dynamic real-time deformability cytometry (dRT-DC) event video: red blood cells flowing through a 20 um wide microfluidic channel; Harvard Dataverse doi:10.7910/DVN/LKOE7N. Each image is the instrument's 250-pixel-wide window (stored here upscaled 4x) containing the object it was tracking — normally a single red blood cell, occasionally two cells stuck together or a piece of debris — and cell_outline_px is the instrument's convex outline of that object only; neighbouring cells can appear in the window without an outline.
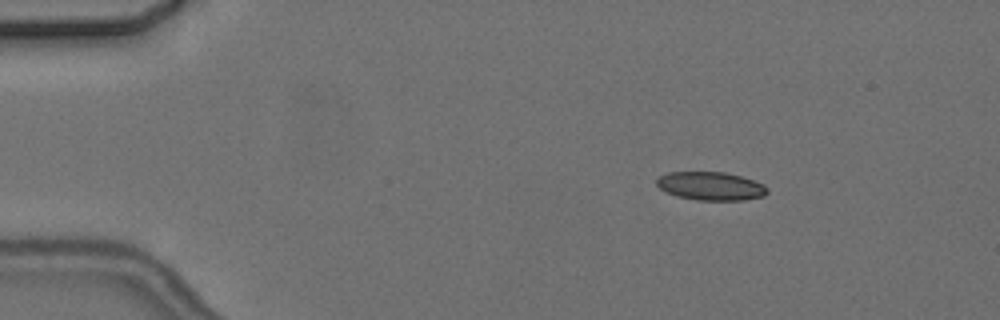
{"species": "common noctule bat (a hibernating species)", "species_latin": "Nyctalus noctula", "temperature_condition": "cold", "stored_images_in_passage": 7, "camera_frame_rate_fps": 3000, "um_per_image_px": 0.085, "animal": {"sex": "female", "body_mass_g": 24.6, "forearm_length_mm": 56.2}, "frame": {"image": 1, "passage_image": 3, "time_ms": 2.667, "image_size_px": [1000, 320], "cell_outline_px": [[768, 192], [764, 196], [744, 200], [696, 200], [676, 196], [660, 188], [656, 184], [656, 180], [660, 176], [668, 172], [724, 172], [740, 176], [764, 184], [768, 188]], "centroid_in_image_um": [60.42, 15.82], "position_along_channel_um": 24.6, "area_um2": 18.26}}
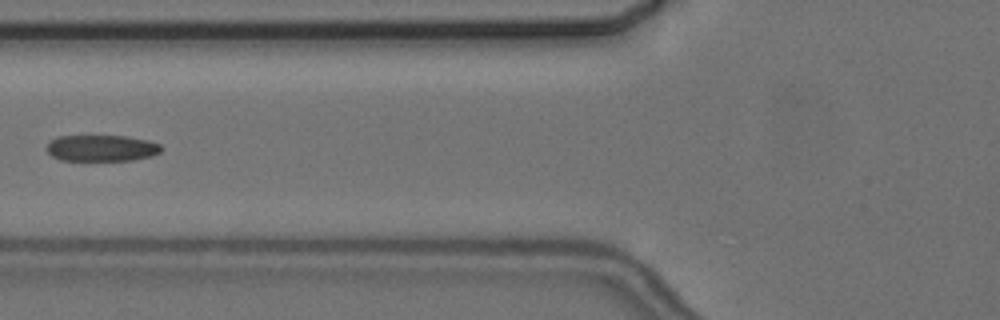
{"frame": {"image": 2, "passage_image": 7, "time_ms": 7.333, "image_size_px": [1000, 320], "cell_outline_px": [[164, 148], [160, 152], [152, 156], [132, 160], [60, 160], [52, 156], [48, 152], [48, 144], [56, 136], [128, 136], [148, 140], [160, 144]], "centroid_in_image_um": [8.68, 12.58], "position_along_channel_um": 117.1, "area_um2": 17.57}}